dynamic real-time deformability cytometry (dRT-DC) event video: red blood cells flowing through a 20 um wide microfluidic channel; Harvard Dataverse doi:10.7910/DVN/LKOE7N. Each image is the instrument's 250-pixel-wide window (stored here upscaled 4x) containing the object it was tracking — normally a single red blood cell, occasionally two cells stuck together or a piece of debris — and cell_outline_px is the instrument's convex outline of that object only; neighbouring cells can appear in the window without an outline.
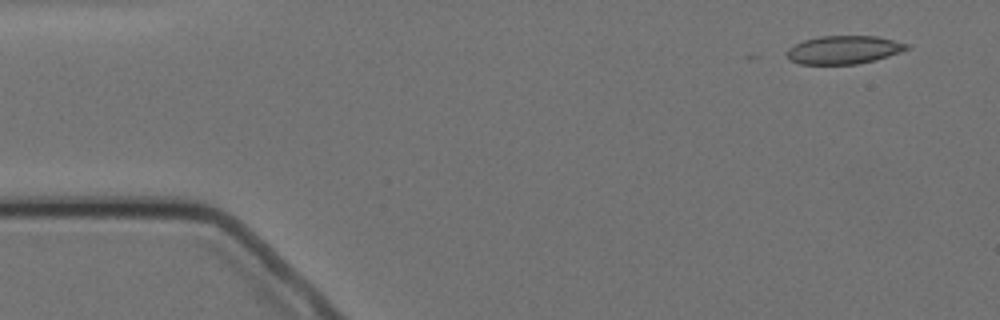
{"species": "Egyptian fruit bat (a non-hibernating species)", "species_latin": "Rousettus aegyptiacus", "temperature_condition": "cold", "stored_images_in_passage": 4, "camera_frame_rate_fps": 3000, "um_per_image_px": 0.085, "animal": {"sex": "female"}, "frame": {"image": 1, "passage_image": 1, "time_ms": 0.0, "image_size_px": [1000, 320], "cell_outline_px": [[912, 48], [876, 60], [856, 64], [800, 64], [792, 60], [788, 56], [788, 48], [804, 40], [820, 36], [876, 36], [908, 44]], "centroid_in_image_um": [71.76, 4.23], "position_along_channel_um": 13.2, "area_um2": 19.54}}
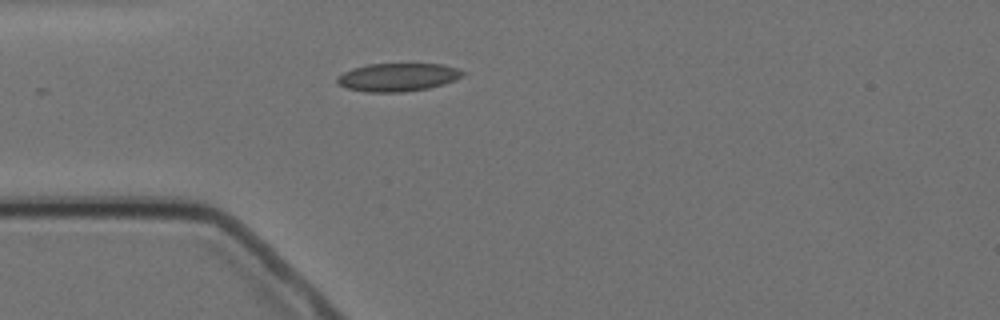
{"frame": {"image": 2, "passage_image": 4, "time_ms": 3.667, "image_size_px": [1000, 320], "cell_outline_px": [[464, 76], [444, 84], [428, 88], [404, 92], [368, 92], [348, 88], [340, 84], [336, 80], [336, 76], [352, 68], [368, 64], [444, 64], [456, 68], [464, 72]], "centroid_in_image_um": [33.82, 6.56], "position_along_channel_um": 51.2, "area_um2": 20.52}}